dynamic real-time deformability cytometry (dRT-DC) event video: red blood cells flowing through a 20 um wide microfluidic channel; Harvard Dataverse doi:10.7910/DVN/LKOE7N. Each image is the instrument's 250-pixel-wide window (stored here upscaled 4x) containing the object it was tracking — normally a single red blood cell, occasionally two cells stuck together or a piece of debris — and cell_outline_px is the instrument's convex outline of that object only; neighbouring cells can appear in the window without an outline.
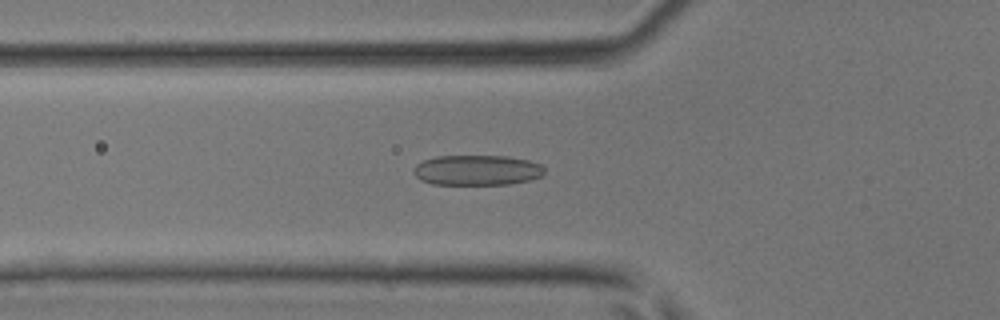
{"species": "common noctule bat (a hibernating species)", "species_latin": "Nyctalus noctula", "temperature_condition": "room temperature", "stored_images_in_passage": 39, "camera_frame_rate_fps": 3000, "um_per_image_px": 0.085, "animal": {"sex": "male", "body_mass_g": 17.9, "forearm_length_mm": 54.2}, "frame": {"image": 1, "passage_image": 11, "time_ms": 3.333, "image_size_px": [1000, 320], "cell_outline_px": [[544, 172], [540, 176], [532, 180], [508, 184], [432, 184], [420, 180], [412, 172], [412, 168], [416, 164], [424, 160], [436, 156], [508, 156], [528, 160], [540, 164], [544, 168]], "centroid_in_image_um": [40.52, 14.46], "position_along_channel_um": 85.3, "area_um2": 23.18}}
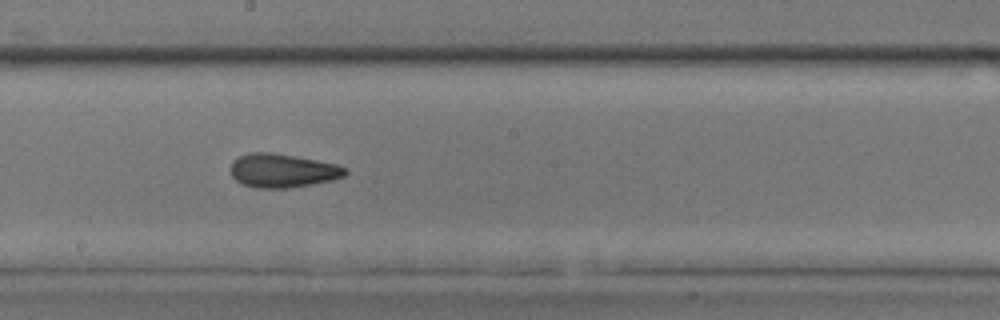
{"frame": {"image": 2, "passage_image": 20, "time_ms": 6.333, "image_size_px": [1000, 320], "cell_outline_px": [[348, 172], [344, 176], [332, 180], [312, 184], [288, 188], [256, 188], [240, 184], [232, 176], [232, 160], [248, 152], [272, 152], [316, 160], [336, 164], [348, 168]], "centroid_in_image_um": [24.01, 14.5], "position_along_channel_um": 224.2, "area_um2": 22.6}}
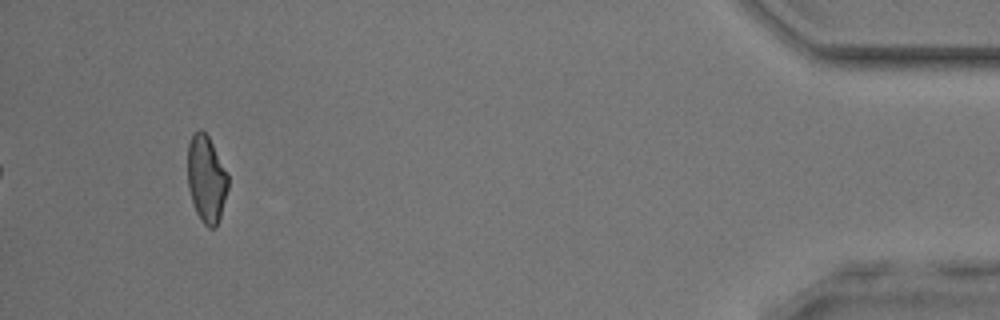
{"frame": {"image": 3, "passage_image": 37, "time_ms": 12.0, "image_size_px": [1000, 320], "cell_outline_px": [[228, 188], [220, 216], [216, 228], [208, 228], [200, 220], [196, 212], [188, 188], [188, 144], [192, 136], [200, 128], [208, 136], [228, 172]], "centroid_in_image_um": [17.55, 15.23], "position_along_channel_um": 417.7, "area_um2": 20.46}}